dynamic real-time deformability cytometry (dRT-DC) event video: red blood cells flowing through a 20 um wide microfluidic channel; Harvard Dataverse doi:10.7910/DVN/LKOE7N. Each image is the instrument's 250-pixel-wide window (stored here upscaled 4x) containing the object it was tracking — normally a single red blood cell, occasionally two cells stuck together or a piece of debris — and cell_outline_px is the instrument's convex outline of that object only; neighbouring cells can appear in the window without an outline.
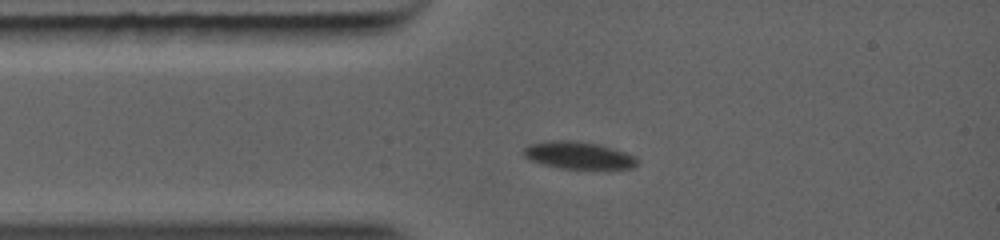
{"species": "common noctule bat (a hibernating species)", "species_latin": "Nyctalus noctula", "temperature_condition": "warm", "stored_images_in_passage": 19, "camera_frame_rate_fps": 5000, "um_per_image_px": 0.085, "animal": {"sex": "female", "body_mass_g": 19.0, "forearm_length_mm": 56.7}, "frame": {"image": 1, "passage_image": 1, "time_ms": 0.0, "image_size_px": [1000, 240], "cell_outline_px": [[640, 160], [636, 168], [564, 168], [544, 164], [528, 160], [524, 156], [524, 148], [528, 144], [548, 140], [576, 140], [600, 144], [636, 156]], "centroid_in_image_um": [49.18, 13.18], "position_along_channel_um": 35.8, "area_um2": 18.15}}
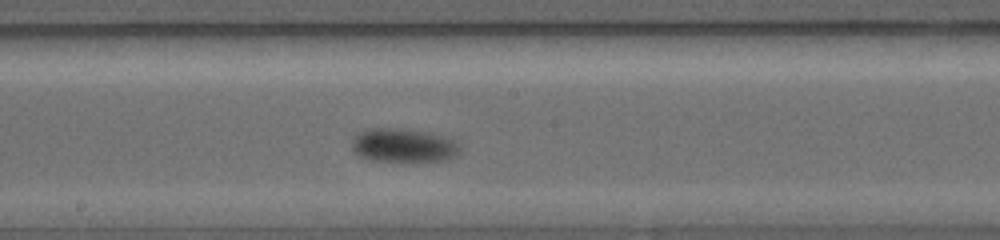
{"frame": {"image": 2, "passage_image": 9, "time_ms": 4.0, "image_size_px": [1000, 240], "cell_outline_px": [[460, 152], [444, 160], [400, 164], [368, 160], [360, 156], [352, 148], [352, 140], [360, 132], [372, 128], [400, 128], [428, 132], [444, 136], [456, 140], [460, 148]], "centroid_in_image_um": [34.3, 12.4], "position_along_channel_um": 213.9, "area_um2": 21.96}}
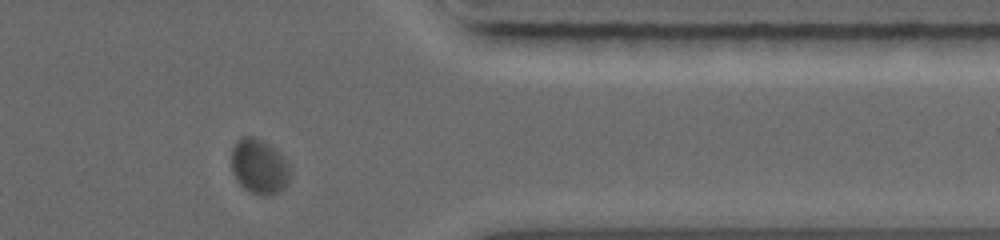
{"frame": {"image": 3, "passage_image": 17, "time_ms": 8.0, "image_size_px": [1000, 240], "cell_outline_px": [[292, 172], [288, 184], [280, 192], [268, 196], [264, 196], [252, 192], [244, 188], [236, 180], [232, 172], [232, 148], [236, 140], [244, 136], [252, 136], [268, 144], [284, 156]], "centroid_in_image_um": [22.06, 14.17], "position_along_channel_um": 389.3, "area_um2": 19.02}}